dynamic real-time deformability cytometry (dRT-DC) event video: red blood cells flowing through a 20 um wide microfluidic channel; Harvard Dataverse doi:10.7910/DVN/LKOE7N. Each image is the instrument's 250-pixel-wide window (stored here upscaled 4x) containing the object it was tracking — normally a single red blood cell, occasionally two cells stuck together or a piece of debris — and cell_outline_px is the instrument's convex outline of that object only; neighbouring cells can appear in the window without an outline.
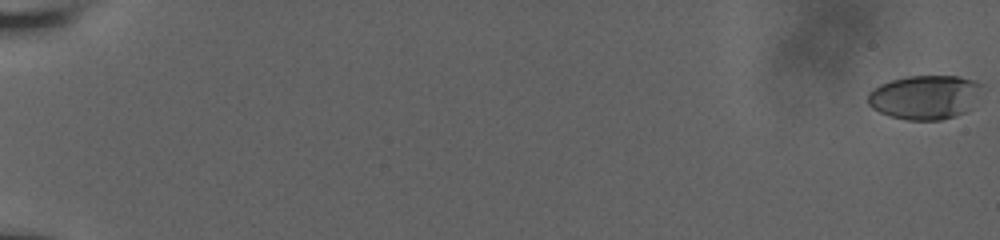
{"species": "human", "species_latin": "Homo sapiens", "temperature_condition": "room temperature", "stored_images_in_passage": 12, "camera_frame_rate_fps": 3000, "um_per_image_px": 0.085, "donor": {"sex": "male"}, "frame": {"image": 1, "passage_image": 1, "time_ms": 0.0, "image_size_px": [1000, 240], "cell_outline_px": [[984, 84], [972, 108], [956, 116], [940, 120], [908, 120], [888, 116], [872, 108], [868, 104], [868, 92], [872, 88], [880, 84], [892, 80], [908, 76], [960, 76], [976, 80]], "centroid_in_image_um": [78.63, 8.25], "position_along_channel_um": 6.4, "area_um2": 29.71}}